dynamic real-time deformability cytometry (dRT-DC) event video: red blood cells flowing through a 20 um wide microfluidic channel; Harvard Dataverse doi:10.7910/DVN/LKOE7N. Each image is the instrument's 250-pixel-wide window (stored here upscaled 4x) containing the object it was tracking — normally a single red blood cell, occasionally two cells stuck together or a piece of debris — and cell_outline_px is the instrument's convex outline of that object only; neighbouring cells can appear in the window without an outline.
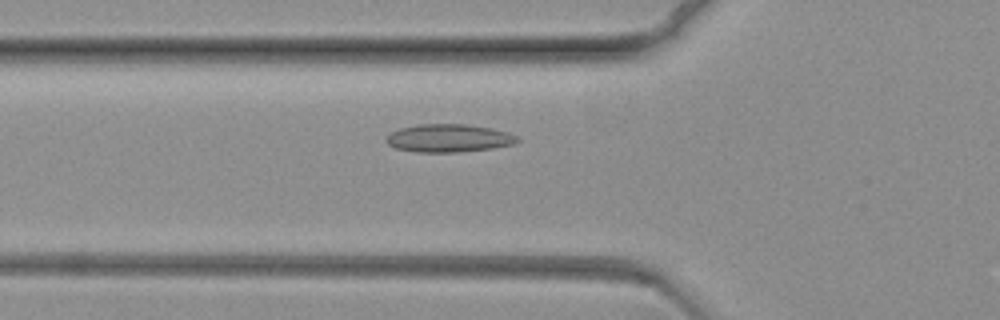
{"species": "common noctule bat (a hibernating species)", "species_latin": "Nyctalus noctula", "temperature_condition": "warm", "stored_images_in_passage": 52, "camera_frame_rate_fps": 3000, "um_per_image_px": 0.085, "animal": {"sex": "female", "body_mass_g": 19.3, "forearm_length_mm": 54.1}, "frame": {"image": 1, "passage_image": 4, "time_ms": 1.0, "image_size_px": [1000, 320], "cell_outline_px": [[520, 140], [516, 144], [492, 148], [456, 152], [416, 152], [396, 148], [388, 144], [384, 140], [392, 132], [400, 128], [416, 124], [464, 124], [492, 128], [508, 132], [516, 136]], "centroid_in_image_um": [38.15, 11.74], "position_along_channel_um": 87.6, "area_um2": 21.39}}
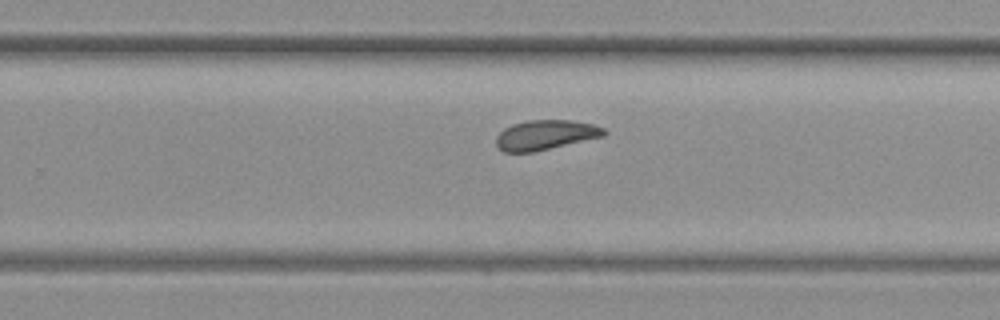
{"frame": {"image": 2, "passage_image": 25, "time_ms": 8.0, "image_size_px": [1000, 320], "cell_outline_px": [[608, 132], [604, 136], [532, 152], [504, 152], [496, 144], [496, 136], [504, 128], [512, 124], [528, 120], [572, 120], [592, 124], [604, 128]], "centroid_in_image_um": [46.36, 11.46], "position_along_channel_um": 283.4, "area_um2": 18.61}}
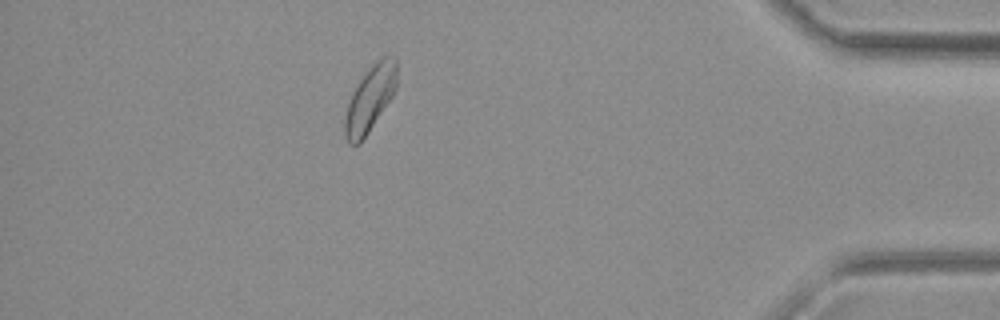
{"frame": {"image": 3, "passage_image": 43, "time_ms": 14.0, "image_size_px": [1000, 320], "cell_outline_px": [[396, 88], [392, 96], [360, 144], [348, 144], [344, 136], [344, 116], [352, 92], [360, 80], [372, 64], [380, 56], [396, 56]], "centroid_in_image_um": [31.43, 8.39], "position_along_channel_um": 403.8, "area_um2": 19.77}}